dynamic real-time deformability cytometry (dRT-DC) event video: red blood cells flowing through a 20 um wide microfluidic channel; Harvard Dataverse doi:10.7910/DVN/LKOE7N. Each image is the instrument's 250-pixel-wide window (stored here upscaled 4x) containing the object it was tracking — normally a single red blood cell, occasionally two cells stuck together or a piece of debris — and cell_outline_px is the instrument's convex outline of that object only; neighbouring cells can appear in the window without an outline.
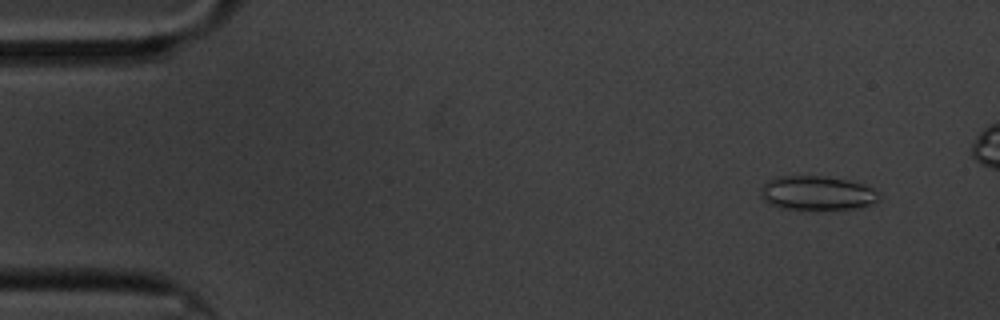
{"species": "common noctule bat (a hibernating species)", "species_latin": "Nyctalus noctula", "temperature_condition": "cold", "stored_images_in_passage": 54, "camera_frame_rate_fps": 3000, "um_per_image_px": 0.085, "animal": {"sex": "male", "body_mass_g": 20.1, "forearm_length_mm": 53.5}, "frame": {"image": 1, "passage_image": 5, "time_ms": 1.333, "image_size_px": [1000, 320], "cell_outline_px": [[880, 200], [872, 204], [856, 208], [808, 212], [800, 212], [780, 208], [764, 200], [760, 196], [760, 192], [764, 184], [768, 180], [776, 176], [824, 176], [848, 180], [864, 184], [880, 192]], "centroid_in_image_um": [69.46, 16.45], "position_along_channel_um": 15.5, "area_um2": 24.57}}
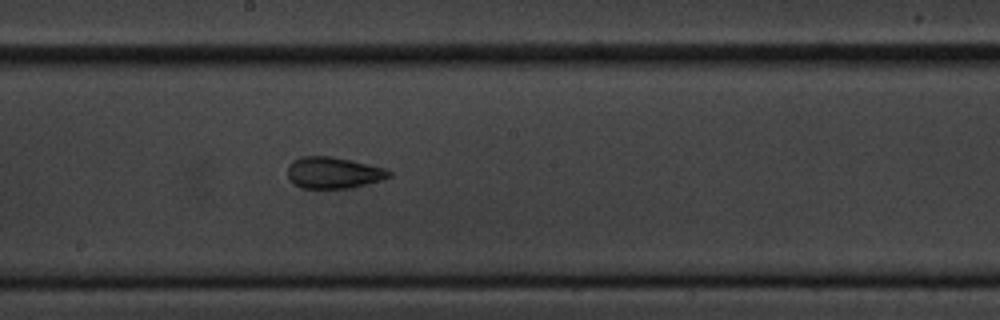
{"frame": {"image": 2, "passage_image": 32, "time_ms": 10.333, "image_size_px": [1000, 320], "cell_outline_px": [[392, 176], [364, 184], [348, 188], [300, 188], [288, 176], [288, 164], [292, 160], [300, 156], [332, 156], [384, 168], [392, 172]], "centroid_in_image_um": [28.3, 14.67], "position_along_channel_um": 219.9, "area_um2": 18.32}}
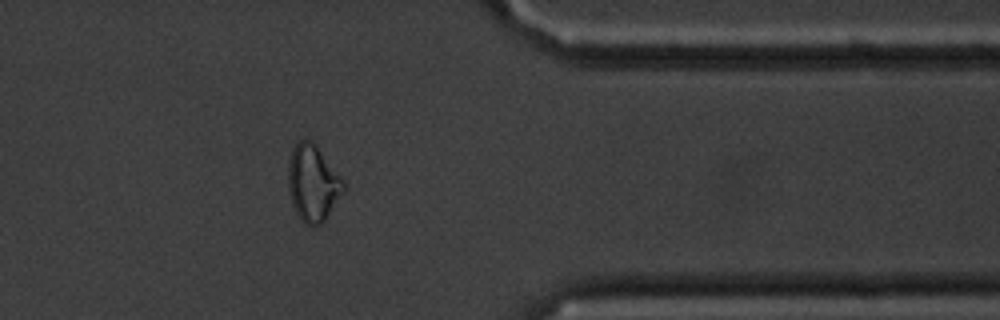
{"frame": {"image": 3, "passage_image": 48, "time_ms": 15.667, "image_size_px": [1000, 320], "cell_outline_px": [[348, 184], [344, 192], [324, 220], [320, 224], [312, 228], [304, 224], [300, 220], [292, 204], [288, 188], [288, 164], [292, 148], [304, 136], [312, 140], [316, 144]], "centroid_in_image_um": [26.61, 15.55], "position_along_channel_um": 384.8, "area_um2": 25.26}}